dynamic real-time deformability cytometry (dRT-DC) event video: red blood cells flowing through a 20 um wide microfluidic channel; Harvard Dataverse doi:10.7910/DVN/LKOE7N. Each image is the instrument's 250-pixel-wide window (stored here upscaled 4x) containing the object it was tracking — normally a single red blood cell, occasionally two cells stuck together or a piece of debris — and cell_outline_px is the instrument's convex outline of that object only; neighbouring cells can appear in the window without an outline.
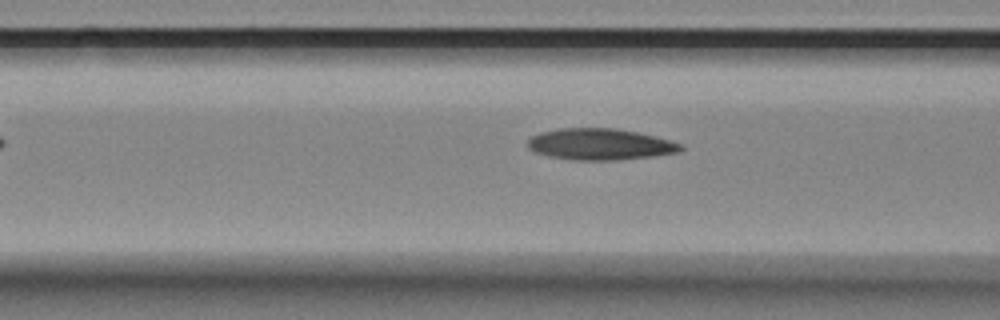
{"species": "Egyptian fruit bat (a non-hibernating species)", "species_latin": "Rousettus aegyptiacus", "temperature_condition": "room temperature", "stored_images_in_passage": 12, "camera_frame_rate_fps": 3000, "um_per_image_px": 0.085, "animal": {"sex": "female"}, "frame": {"image": 1, "passage_image": 5, "time_ms": 6.333, "image_size_px": [1000, 320], "cell_outline_px": [[684, 148], [680, 152], [652, 156], [616, 160], [572, 160], [548, 156], [536, 152], [528, 148], [528, 140], [532, 136], [540, 132], [556, 128], [616, 128], [636, 132], [668, 140], [680, 144]], "centroid_in_image_um": [50.96, 12.26], "position_along_channel_um": 115.6, "area_um2": 27.86}}
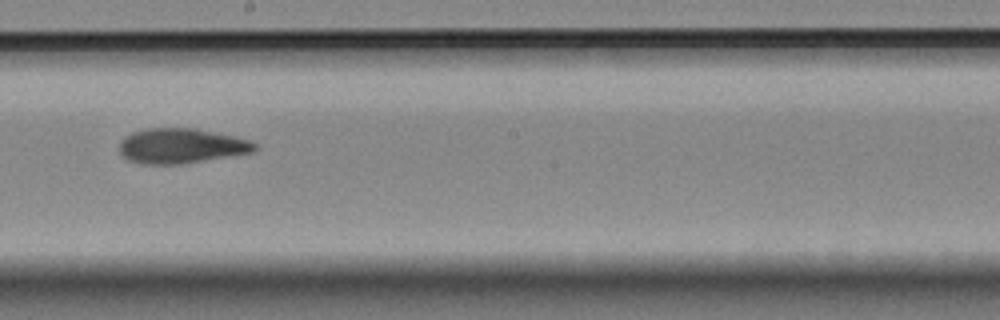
{"frame": {"image": 2, "passage_image": 8, "time_ms": 9.667, "image_size_px": [1000, 320], "cell_outline_px": [[256, 148], [252, 152], [180, 164], [140, 164], [128, 160], [120, 152], [120, 140], [124, 136], [132, 132], [148, 128], [196, 128], [236, 136], [248, 140], [256, 144]], "centroid_in_image_um": [15.36, 12.39], "position_along_channel_um": 232.8, "area_um2": 27.51}}
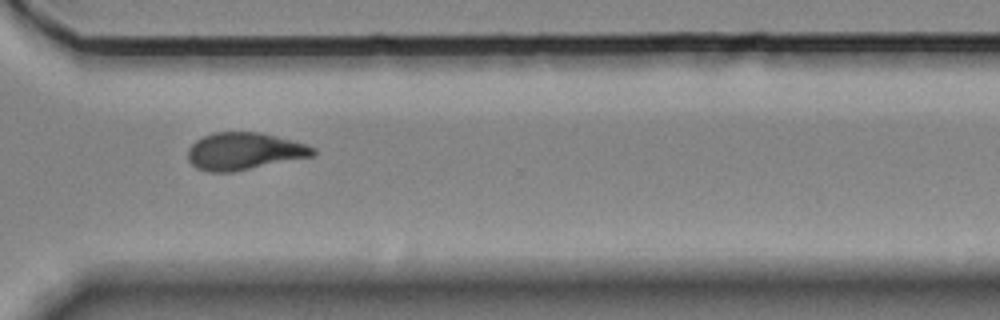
{"frame": {"image": 3, "passage_image": 11, "time_ms": 13.0, "image_size_px": [1000, 320], "cell_outline_px": [[316, 156], [232, 172], [208, 172], [196, 168], [188, 160], [188, 148], [196, 140], [204, 136], [216, 132], [256, 132], [276, 136], [304, 144], [316, 148]], "centroid_in_image_um": [20.76, 12.87], "position_along_channel_um": 349.8, "area_um2": 27.17}, "authors_computed_cell_mechanics": {"area_um2": 27.166, "velocity_mm_per_s": 3.5021, "shape_relaxation_time_tau1_ms": null, "shape_relaxation_time_tau2_ms": 4.1446, "deformation_change_tau1": null, "deformation_change_tau2": 0.0956}}